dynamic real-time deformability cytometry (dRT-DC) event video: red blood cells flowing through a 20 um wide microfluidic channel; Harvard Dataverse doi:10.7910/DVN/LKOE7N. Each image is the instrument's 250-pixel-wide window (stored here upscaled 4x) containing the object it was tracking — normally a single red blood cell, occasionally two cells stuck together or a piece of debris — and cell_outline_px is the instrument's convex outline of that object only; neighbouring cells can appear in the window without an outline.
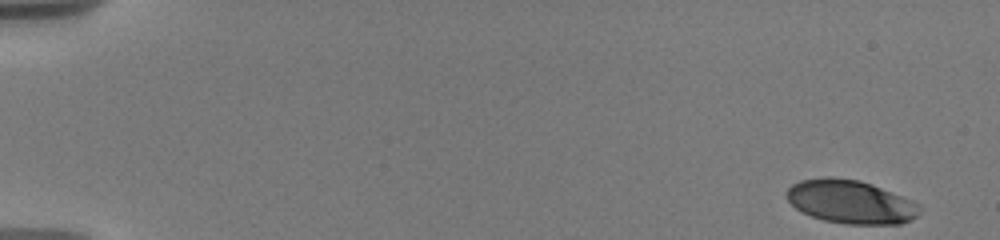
{"species": "human", "species_latin": "Homo sapiens", "temperature_condition": "warm", "stored_images_in_passage": 9, "camera_frame_rate_fps": 3000, "um_per_image_px": 0.085, "donor": {"sex": "male"}, "frame": {"image": 1, "passage_image": 1, "time_ms": 0.0, "image_size_px": [1000, 240], "cell_outline_px": [[920, 212], [912, 220], [900, 224], [844, 224], [824, 220], [800, 212], [788, 200], [784, 192], [792, 184], [800, 180], [828, 176], [860, 180], [872, 184], [920, 204]], "centroid_in_image_um": [72.28, 17.15], "position_along_channel_um": 12.7, "area_um2": 33.81}}
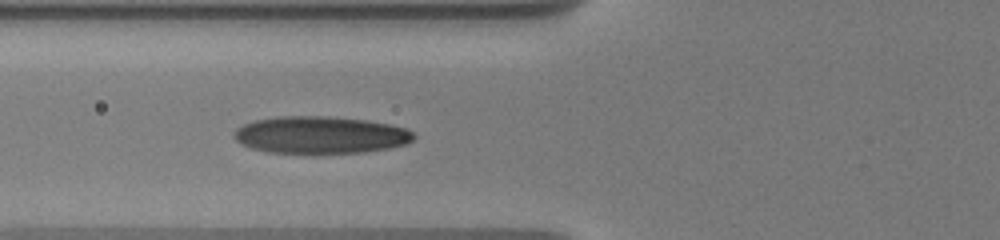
{"frame": {"image": 2, "passage_image": 8, "time_ms": 6.667, "image_size_px": [1000, 240], "cell_outline_px": [[416, 136], [412, 140], [404, 144], [388, 148], [364, 152], [268, 152], [252, 148], [240, 144], [232, 136], [232, 132], [236, 128], [244, 124], [256, 120], [280, 116], [328, 116], [364, 120], [388, 124], [404, 128], [412, 132]], "centroid_in_image_um": [27.18, 11.46], "position_along_channel_um": 98.6, "area_um2": 38.49}}
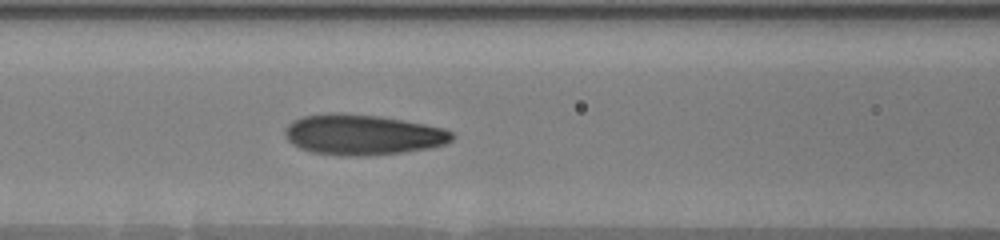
{"frame": {"image": 3, "passage_image": 9, "time_ms": 7.667, "image_size_px": [1000, 240], "cell_outline_px": [[452, 140], [444, 144], [428, 148], [404, 152], [368, 156], [344, 156], [312, 152], [300, 148], [292, 144], [288, 140], [284, 132], [288, 124], [292, 120], [304, 116], [328, 112], [344, 112], [380, 116], [404, 120], [444, 128], [452, 132]], "centroid_in_image_um": [30.79, 11.44], "position_along_channel_um": 135.8, "area_um2": 39.65}}